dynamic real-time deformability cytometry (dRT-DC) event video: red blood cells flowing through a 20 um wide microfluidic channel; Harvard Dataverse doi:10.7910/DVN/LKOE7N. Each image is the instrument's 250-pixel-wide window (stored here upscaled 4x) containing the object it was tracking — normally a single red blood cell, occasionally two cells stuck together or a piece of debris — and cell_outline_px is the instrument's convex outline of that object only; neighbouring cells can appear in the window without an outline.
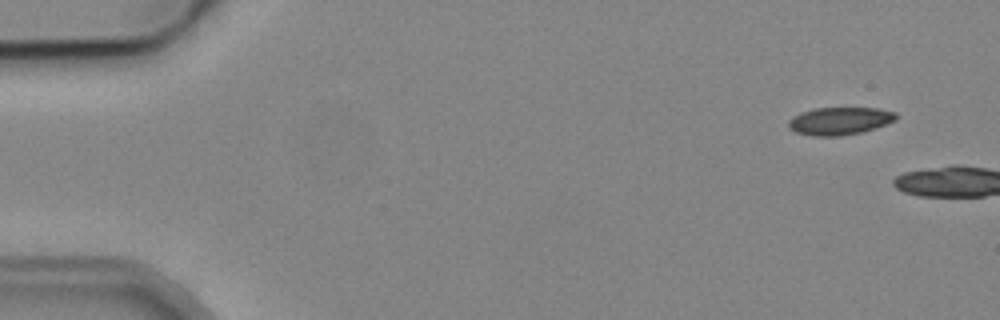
{"species": "common noctule bat (a hibernating species)", "species_latin": "Nyctalus noctula", "temperature_condition": "cold", "stored_images_in_passage": 2, "camera_frame_rate_fps": 3000, "um_per_image_px": 0.085, "animal": {"sex": "male", "body_mass_g": 19.2, "forearm_length_mm": 51.8}, "frame": {"image": 1, "passage_image": 1, "time_ms": 0.0, "image_size_px": [1000, 320], "cell_outline_px": [[896, 120], [876, 128], [860, 132], [840, 136], [812, 136], [796, 132], [788, 128], [788, 120], [800, 112], [812, 108], [876, 108], [896, 112]], "centroid_in_image_um": [71.34, 10.28], "position_along_channel_um": 13.7, "area_um2": 17.4}}